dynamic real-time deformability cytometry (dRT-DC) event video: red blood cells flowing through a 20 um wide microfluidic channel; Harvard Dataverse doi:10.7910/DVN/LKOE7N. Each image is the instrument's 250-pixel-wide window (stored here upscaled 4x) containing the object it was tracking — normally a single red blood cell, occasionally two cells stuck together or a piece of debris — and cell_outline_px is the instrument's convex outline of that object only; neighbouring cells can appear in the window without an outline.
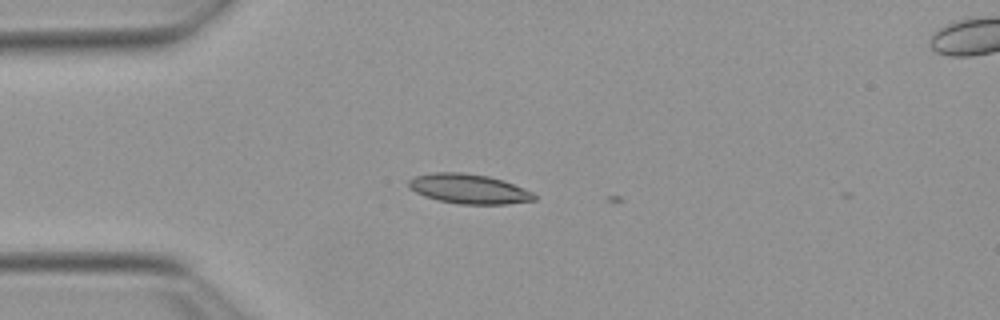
{"species": "Egyptian fruit bat (a non-hibernating species)", "species_latin": "Rousettus aegyptiacus", "temperature_condition": "warm", "stored_images_in_passage": 4, "camera_frame_rate_fps": 3000, "um_per_image_px": 0.085, "animal": {"sex": "female"}, "frame": {"image": 1, "passage_image": 1, "time_ms": 0.0, "image_size_px": [1000, 320], "cell_outline_px": [[536, 200], [508, 204], [460, 204], [440, 200], [424, 196], [408, 188], [408, 180], [416, 176], [436, 172], [460, 172], [488, 176], [504, 180], [532, 192], [536, 196]], "centroid_in_image_um": [39.85, 16.05], "position_along_channel_um": 45.1, "area_um2": 21.62}}